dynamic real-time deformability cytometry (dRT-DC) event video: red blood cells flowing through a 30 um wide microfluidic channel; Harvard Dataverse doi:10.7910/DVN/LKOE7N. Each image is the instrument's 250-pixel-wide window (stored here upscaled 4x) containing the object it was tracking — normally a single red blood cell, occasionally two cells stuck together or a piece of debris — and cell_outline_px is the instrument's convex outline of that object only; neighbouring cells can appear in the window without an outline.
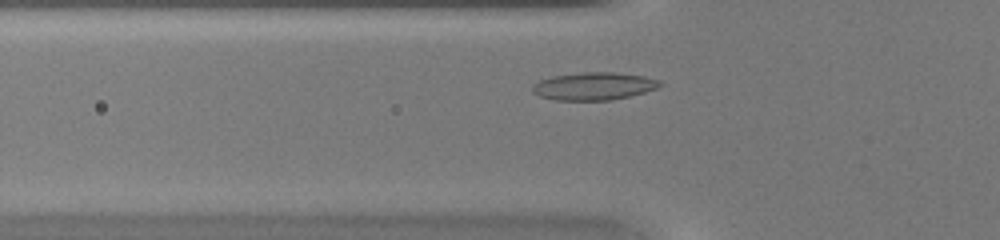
{"species": "common noctule bat (a hibernating species)", "species_latin": "Nyctalus noctula", "temperature_condition": "warm", "stored_images_in_passage": 20, "camera_frame_rate_fps": 3000, "um_per_image_px": 0.085, "animal": {"sex": "female", "body_mass_g": 20.0, "forearm_length_mm": 54.0}, "frame": {"image": 1, "passage_image": 5, "time_ms": 1.333, "image_size_px": [1000, 240], "cell_outline_px": [[664, 84], [656, 88], [644, 92], [628, 96], [608, 100], [556, 100], [540, 96], [532, 92], [532, 84], [540, 80], [552, 76], [584, 72], [612, 72], [644, 76], [660, 80]], "centroid_in_image_um": [50.46, 7.32], "position_along_channel_um": 75.3, "area_um2": 20.46}}
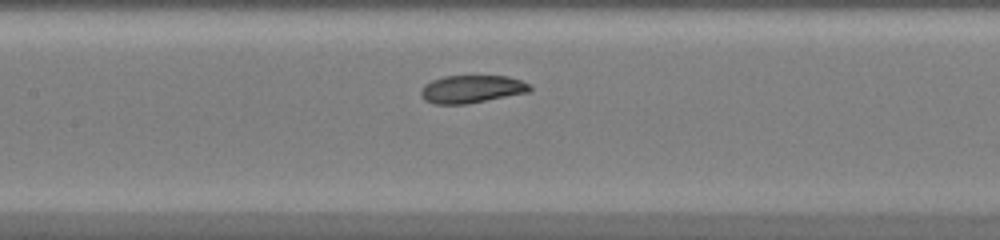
{"frame": {"image": 2, "passage_image": 11, "time_ms": 3.333, "image_size_px": [1000, 240], "cell_outline_px": [[532, 88], [528, 92], [468, 104], [432, 104], [424, 100], [420, 96], [420, 92], [424, 84], [432, 80], [444, 76], [508, 76], [520, 80], [528, 84]], "centroid_in_image_um": [40.04, 7.58], "position_along_channel_um": 167.4, "area_um2": 17.69}}
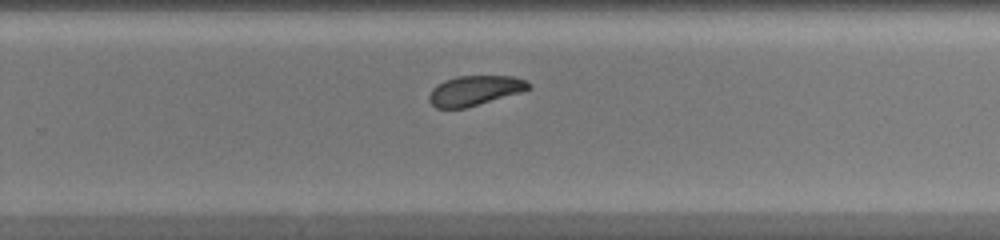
{"frame": {"image": 3, "passage_image": 19, "time_ms": 6.0, "image_size_px": [1000, 240], "cell_outline_px": [[532, 88], [520, 92], [464, 108], [436, 108], [428, 100], [428, 96], [432, 88], [436, 84], [444, 80], [456, 76], [512, 76], [528, 80], [532, 84]], "centroid_in_image_um": [40.35, 7.68], "position_along_channel_um": 289.5, "area_um2": 17.34}}